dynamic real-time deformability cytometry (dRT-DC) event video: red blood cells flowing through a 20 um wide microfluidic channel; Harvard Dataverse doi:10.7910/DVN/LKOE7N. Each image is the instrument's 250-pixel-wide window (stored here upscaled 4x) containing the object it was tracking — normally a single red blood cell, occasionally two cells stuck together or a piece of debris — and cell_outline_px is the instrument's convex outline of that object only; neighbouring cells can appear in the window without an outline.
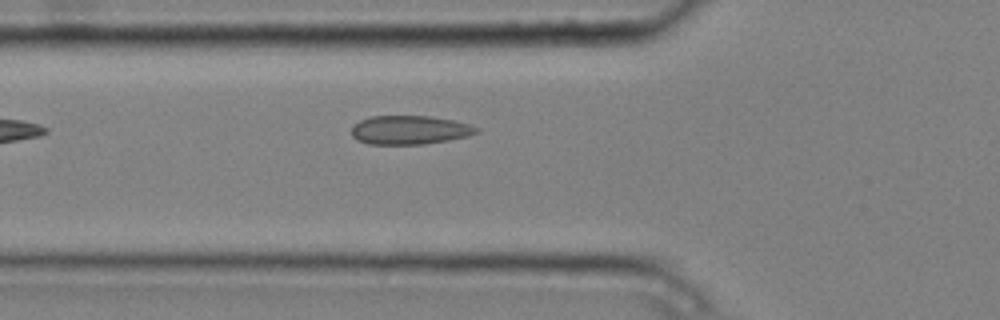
{"species": "common noctule bat (a hibernating species)", "species_latin": "Nyctalus noctula", "temperature_condition": "cold", "stored_images_in_passage": 3, "camera_frame_rate_fps": 3000, "um_per_image_px": 0.085, "animal": {"sex": "male", "body_mass_g": 20.4}, "frame": {"image": 1, "passage_image": 3, "time_ms": 0.667, "image_size_px": [1000, 320], "cell_outline_px": [[480, 132], [468, 136], [448, 140], [424, 144], [368, 144], [356, 140], [352, 136], [352, 128], [360, 120], [368, 116], [432, 116], [452, 120], [468, 124], [480, 128]], "centroid_in_image_um": [34.83, 11.05], "position_along_channel_um": 91.0, "area_um2": 21.04}}